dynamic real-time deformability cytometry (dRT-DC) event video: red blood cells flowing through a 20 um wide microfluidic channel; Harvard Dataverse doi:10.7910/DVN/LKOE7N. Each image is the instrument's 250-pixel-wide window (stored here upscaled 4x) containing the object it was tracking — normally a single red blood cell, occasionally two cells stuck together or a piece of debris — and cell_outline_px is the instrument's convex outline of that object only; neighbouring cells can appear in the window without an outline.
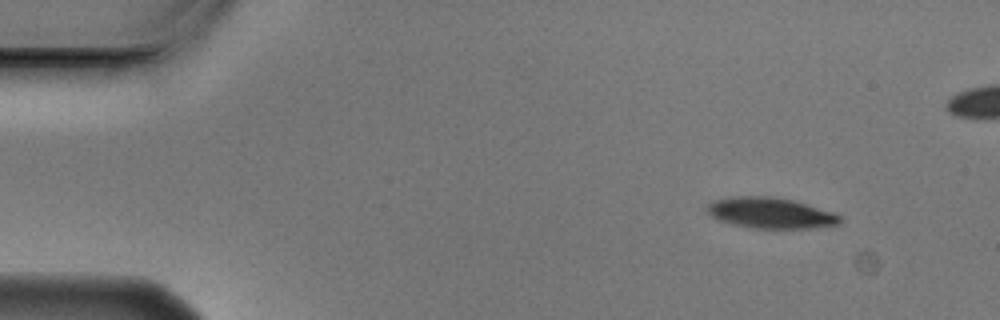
{"species": "Egyptian fruit bat (a non-hibernating species)", "species_latin": "Rousettus aegyptiacus", "temperature_condition": "cold", "stored_images_in_passage": 5, "camera_frame_rate_fps": 3000, "um_per_image_px": 0.085, "animal": {"sex": "male"}, "frame": {"image": 1, "passage_image": 1, "time_ms": 0.0, "image_size_px": [1000, 320], "cell_outline_px": [[840, 224], [812, 228], [752, 228], [732, 224], [720, 220], [712, 216], [708, 212], [708, 204], [712, 200], [732, 196], [772, 196], [792, 200], [808, 204], [836, 212], [840, 216]], "centroid_in_image_um": [65.52, 18.09], "position_along_channel_um": 19.5, "area_um2": 23.93}}